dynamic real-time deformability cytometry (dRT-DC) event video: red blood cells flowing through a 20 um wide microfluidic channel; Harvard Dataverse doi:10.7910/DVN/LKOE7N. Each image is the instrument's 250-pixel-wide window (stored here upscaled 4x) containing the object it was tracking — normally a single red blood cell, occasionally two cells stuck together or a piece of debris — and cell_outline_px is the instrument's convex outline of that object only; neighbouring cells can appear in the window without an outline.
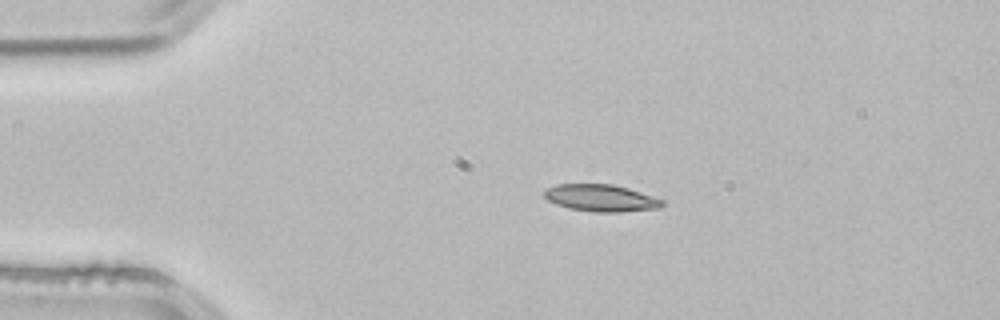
{"species": "common noctule bat (a hibernating species)", "species_latin": "Nyctalus noctula", "temperature_condition": "room temperature", "stored_images_in_passage": 2, "camera_frame_rate_fps": 3000, "um_per_image_px": 0.085, "animal": {"sex": "male", "body_mass_g": 21.5, "forearm_length_mm": 52.0}, "frame": {"image": 1, "passage_image": 2, "time_ms": 0.333, "image_size_px": [1000, 320], "cell_outline_px": [[664, 204], [660, 208], [620, 212], [596, 212], [568, 208], [556, 204], [548, 200], [544, 196], [544, 192], [548, 188], [556, 184], [612, 184], [628, 188], [664, 200]], "centroid_in_image_um": [51.09, 16.83], "position_along_channel_um": 33.9, "area_um2": 18.5}}